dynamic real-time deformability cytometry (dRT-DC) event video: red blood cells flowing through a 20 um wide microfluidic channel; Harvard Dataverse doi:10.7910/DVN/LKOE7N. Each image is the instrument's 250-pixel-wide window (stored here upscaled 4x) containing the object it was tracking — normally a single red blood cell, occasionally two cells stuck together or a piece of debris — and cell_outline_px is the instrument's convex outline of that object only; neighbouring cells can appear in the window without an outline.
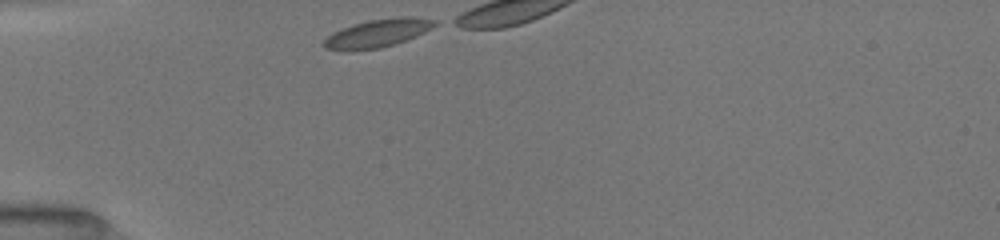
{"species": "common noctule bat (a hibernating species)", "species_latin": "Nyctalus noctula", "temperature_condition": "room temperature", "stored_images_in_passage": 6, "camera_frame_rate_fps": 3000, "um_per_image_px": 0.085, "animal": {"sex": "female", "body_mass_g": 19.5, "forearm_length_mm": 54.1}, "frame": {"image": 1, "passage_image": 1, "time_ms": 0.0, "image_size_px": [1000, 240], "cell_outline_px": [[440, 24], [416, 36], [380, 48], [324, 48], [320, 44], [332, 32], [352, 24], [368, 20], [396, 16], [412, 16], [436, 20]], "centroid_in_image_um": [32.17, 2.76], "position_along_channel_um": 52.8, "area_um2": 17.74}}